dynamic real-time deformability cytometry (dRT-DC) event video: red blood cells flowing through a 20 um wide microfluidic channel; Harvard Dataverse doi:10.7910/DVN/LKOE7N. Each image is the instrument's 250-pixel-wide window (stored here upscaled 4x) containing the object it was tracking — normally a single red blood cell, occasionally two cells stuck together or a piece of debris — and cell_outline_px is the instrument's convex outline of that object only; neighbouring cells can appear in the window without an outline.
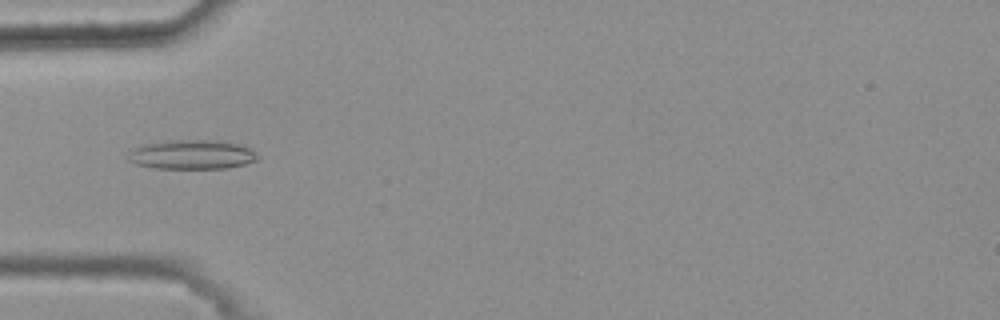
{"species": "common noctule bat (a hibernating species)", "species_latin": "Nyctalus noctula", "temperature_condition": "warm", "stored_images_in_passage": 47, "camera_frame_rate_fps": 3000, "um_per_image_px": 0.085, "animal": {"sex": "female", "body_mass_g": 25.1}, "frame": {"image": 1, "passage_image": 17, "time_ms": 5.333, "image_size_px": [1000, 320], "cell_outline_px": [[260, 156], [256, 160], [244, 164], [228, 168], [152, 168], [136, 164], [128, 160], [132, 152], [136, 148], [144, 144], [176, 140], [216, 140], [240, 144], [256, 152]], "centroid_in_image_um": [16.37, 13.14], "position_along_channel_um": 68.6, "area_um2": 21.85}}
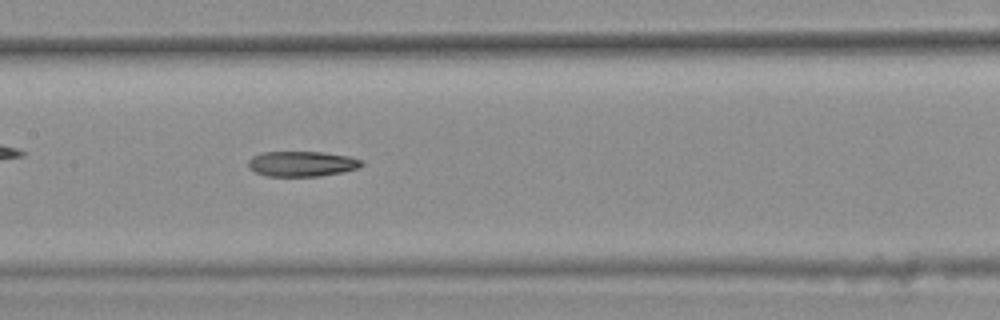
{"frame": {"image": 2, "passage_image": 26, "time_ms": 8.333, "image_size_px": [1000, 320], "cell_outline_px": [[364, 164], [356, 168], [340, 172], [320, 176], [268, 176], [256, 172], [248, 168], [248, 160], [252, 156], [260, 152], [324, 152], [348, 156], [364, 160]], "centroid_in_image_um": [25.64, 13.91], "position_along_channel_um": 181.8, "area_um2": 16.7}}
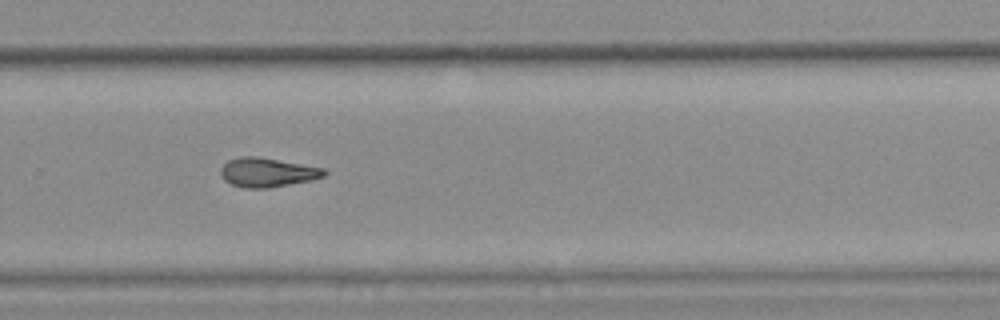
{"frame": {"image": 3, "passage_image": 36, "time_ms": 11.667, "image_size_px": [1000, 320], "cell_outline_px": [[328, 172], [324, 176], [312, 180], [268, 188], [244, 188], [232, 184], [224, 180], [220, 176], [220, 168], [228, 160], [240, 156], [256, 156], [324, 168]], "centroid_in_image_um": [22.7, 14.65], "position_along_channel_um": 307.1, "area_um2": 17.63}}